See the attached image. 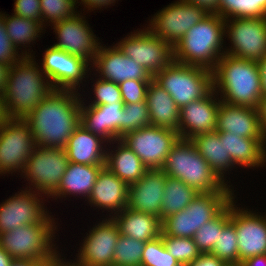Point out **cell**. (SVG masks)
I'll return each instance as SVG.
<instances>
[{
  "label": "cell",
  "mask_w": 266,
  "mask_h": 266,
  "mask_svg": "<svg viewBox=\"0 0 266 266\" xmlns=\"http://www.w3.org/2000/svg\"><path fill=\"white\" fill-rule=\"evenodd\" d=\"M35 147L28 122L25 119H9L0 127V174L17 170L23 174Z\"/></svg>",
  "instance_id": "30bf717a"
},
{
  "label": "cell",
  "mask_w": 266,
  "mask_h": 266,
  "mask_svg": "<svg viewBox=\"0 0 266 266\" xmlns=\"http://www.w3.org/2000/svg\"><path fill=\"white\" fill-rule=\"evenodd\" d=\"M166 176L179 179L198 193L232 192L211 169L189 139H179L170 149L161 169Z\"/></svg>",
  "instance_id": "5b68a950"
},
{
  "label": "cell",
  "mask_w": 266,
  "mask_h": 266,
  "mask_svg": "<svg viewBox=\"0 0 266 266\" xmlns=\"http://www.w3.org/2000/svg\"><path fill=\"white\" fill-rule=\"evenodd\" d=\"M177 266H188V264H179Z\"/></svg>",
  "instance_id": "94428289"
},
{
  "label": "cell",
  "mask_w": 266,
  "mask_h": 266,
  "mask_svg": "<svg viewBox=\"0 0 266 266\" xmlns=\"http://www.w3.org/2000/svg\"><path fill=\"white\" fill-rule=\"evenodd\" d=\"M14 259L0 246V266H11Z\"/></svg>",
  "instance_id": "9f6ffc18"
},
{
  "label": "cell",
  "mask_w": 266,
  "mask_h": 266,
  "mask_svg": "<svg viewBox=\"0 0 266 266\" xmlns=\"http://www.w3.org/2000/svg\"><path fill=\"white\" fill-rule=\"evenodd\" d=\"M219 136L234 164L251 168L266 162V138L237 137L228 132H219Z\"/></svg>",
  "instance_id": "f1b7e54d"
},
{
  "label": "cell",
  "mask_w": 266,
  "mask_h": 266,
  "mask_svg": "<svg viewBox=\"0 0 266 266\" xmlns=\"http://www.w3.org/2000/svg\"><path fill=\"white\" fill-rule=\"evenodd\" d=\"M179 139L177 131L155 125L142 127L120 138L148 170L162 169L170 149Z\"/></svg>",
  "instance_id": "9c48e42d"
},
{
  "label": "cell",
  "mask_w": 266,
  "mask_h": 266,
  "mask_svg": "<svg viewBox=\"0 0 266 266\" xmlns=\"http://www.w3.org/2000/svg\"><path fill=\"white\" fill-rule=\"evenodd\" d=\"M179 263L166 250L162 237L145 243L141 266H177Z\"/></svg>",
  "instance_id": "60d3db41"
},
{
  "label": "cell",
  "mask_w": 266,
  "mask_h": 266,
  "mask_svg": "<svg viewBox=\"0 0 266 266\" xmlns=\"http://www.w3.org/2000/svg\"><path fill=\"white\" fill-rule=\"evenodd\" d=\"M161 237L166 250L179 264H189L201 253L193 238L166 236L163 232Z\"/></svg>",
  "instance_id": "f35d334b"
},
{
  "label": "cell",
  "mask_w": 266,
  "mask_h": 266,
  "mask_svg": "<svg viewBox=\"0 0 266 266\" xmlns=\"http://www.w3.org/2000/svg\"><path fill=\"white\" fill-rule=\"evenodd\" d=\"M231 19H225V34L228 33L233 48L226 49L225 54L250 61L263 59L266 56V17Z\"/></svg>",
  "instance_id": "5bb4252c"
},
{
  "label": "cell",
  "mask_w": 266,
  "mask_h": 266,
  "mask_svg": "<svg viewBox=\"0 0 266 266\" xmlns=\"http://www.w3.org/2000/svg\"><path fill=\"white\" fill-rule=\"evenodd\" d=\"M16 50L17 49L7 35L4 18L0 15V63L12 66L23 56H32L31 53L29 54L27 51H25V53L22 52L20 56L18 50Z\"/></svg>",
  "instance_id": "f6af8a7d"
},
{
  "label": "cell",
  "mask_w": 266,
  "mask_h": 266,
  "mask_svg": "<svg viewBox=\"0 0 266 266\" xmlns=\"http://www.w3.org/2000/svg\"><path fill=\"white\" fill-rule=\"evenodd\" d=\"M209 13L202 7L179 0L158 11L147 29L174 47L185 33Z\"/></svg>",
  "instance_id": "4fadbf2b"
},
{
  "label": "cell",
  "mask_w": 266,
  "mask_h": 266,
  "mask_svg": "<svg viewBox=\"0 0 266 266\" xmlns=\"http://www.w3.org/2000/svg\"><path fill=\"white\" fill-rule=\"evenodd\" d=\"M240 266H266V254L247 258Z\"/></svg>",
  "instance_id": "816d5d0a"
},
{
  "label": "cell",
  "mask_w": 266,
  "mask_h": 266,
  "mask_svg": "<svg viewBox=\"0 0 266 266\" xmlns=\"http://www.w3.org/2000/svg\"><path fill=\"white\" fill-rule=\"evenodd\" d=\"M199 154L207 161L210 169L225 182L224 173L235 165L226 153L224 141L217 130L197 135L191 139Z\"/></svg>",
  "instance_id": "1f68e13d"
},
{
  "label": "cell",
  "mask_w": 266,
  "mask_h": 266,
  "mask_svg": "<svg viewBox=\"0 0 266 266\" xmlns=\"http://www.w3.org/2000/svg\"><path fill=\"white\" fill-rule=\"evenodd\" d=\"M42 26L43 22L56 23L76 15L77 0H40ZM46 20V21H45Z\"/></svg>",
  "instance_id": "b9f144b4"
},
{
  "label": "cell",
  "mask_w": 266,
  "mask_h": 266,
  "mask_svg": "<svg viewBox=\"0 0 266 266\" xmlns=\"http://www.w3.org/2000/svg\"><path fill=\"white\" fill-rule=\"evenodd\" d=\"M216 130L228 132L237 137L266 138L257 109L231 105L222 101L217 112Z\"/></svg>",
  "instance_id": "cb8c5ba5"
},
{
  "label": "cell",
  "mask_w": 266,
  "mask_h": 266,
  "mask_svg": "<svg viewBox=\"0 0 266 266\" xmlns=\"http://www.w3.org/2000/svg\"><path fill=\"white\" fill-rule=\"evenodd\" d=\"M42 65L41 71L44 72L53 89L76 91L90 70L88 66L91 64L81 57L70 55L51 46L44 52Z\"/></svg>",
  "instance_id": "e0dca14e"
},
{
  "label": "cell",
  "mask_w": 266,
  "mask_h": 266,
  "mask_svg": "<svg viewBox=\"0 0 266 266\" xmlns=\"http://www.w3.org/2000/svg\"><path fill=\"white\" fill-rule=\"evenodd\" d=\"M166 174L161 169H149L143 177L128 187L127 207L160 218Z\"/></svg>",
  "instance_id": "7402d4cb"
},
{
  "label": "cell",
  "mask_w": 266,
  "mask_h": 266,
  "mask_svg": "<svg viewBox=\"0 0 266 266\" xmlns=\"http://www.w3.org/2000/svg\"><path fill=\"white\" fill-rule=\"evenodd\" d=\"M128 187L123 180L104 167L88 197L89 203L101 209L111 210L112 213L114 211L115 216L127 207Z\"/></svg>",
  "instance_id": "d4e9b609"
},
{
  "label": "cell",
  "mask_w": 266,
  "mask_h": 266,
  "mask_svg": "<svg viewBox=\"0 0 266 266\" xmlns=\"http://www.w3.org/2000/svg\"><path fill=\"white\" fill-rule=\"evenodd\" d=\"M257 110L259 113L260 125L266 137V96H262Z\"/></svg>",
  "instance_id": "681fc988"
},
{
  "label": "cell",
  "mask_w": 266,
  "mask_h": 266,
  "mask_svg": "<svg viewBox=\"0 0 266 266\" xmlns=\"http://www.w3.org/2000/svg\"><path fill=\"white\" fill-rule=\"evenodd\" d=\"M119 228L114 219L102 220L85 237L77 264L81 266H111L118 238Z\"/></svg>",
  "instance_id": "d6986e66"
},
{
  "label": "cell",
  "mask_w": 266,
  "mask_h": 266,
  "mask_svg": "<svg viewBox=\"0 0 266 266\" xmlns=\"http://www.w3.org/2000/svg\"><path fill=\"white\" fill-rule=\"evenodd\" d=\"M150 125L149 109L146 100L123 106V127L119 130V139L126 133Z\"/></svg>",
  "instance_id": "ab89813d"
},
{
  "label": "cell",
  "mask_w": 266,
  "mask_h": 266,
  "mask_svg": "<svg viewBox=\"0 0 266 266\" xmlns=\"http://www.w3.org/2000/svg\"><path fill=\"white\" fill-rule=\"evenodd\" d=\"M218 15L223 19L266 17V0H219Z\"/></svg>",
  "instance_id": "e575fe53"
},
{
  "label": "cell",
  "mask_w": 266,
  "mask_h": 266,
  "mask_svg": "<svg viewBox=\"0 0 266 266\" xmlns=\"http://www.w3.org/2000/svg\"><path fill=\"white\" fill-rule=\"evenodd\" d=\"M9 67L7 64L0 63V95H3L5 89Z\"/></svg>",
  "instance_id": "11a10c76"
},
{
  "label": "cell",
  "mask_w": 266,
  "mask_h": 266,
  "mask_svg": "<svg viewBox=\"0 0 266 266\" xmlns=\"http://www.w3.org/2000/svg\"><path fill=\"white\" fill-rule=\"evenodd\" d=\"M230 222V203L212 220L206 222L193 236L201 253H210L218 241L219 233Z\"/></svg>",
  "instance_id": "d590c367"
},
{
  "label": "cell",
  "mask_w": 266,
  "mask_h": 266,
  "mask_svg": "<svg viewBox=\"0 0 266 266\" xmlns=\"http://www.w3.org/2000/svg\"><path fill=\"white\" fill-rule=\"evenodd\" d=\"M116 45L152 76L162 71L174 60L173 47L167 41L155 37L147 28L134 34L131 32Z\"/></svg>",
  "instance_id": "7c38bea8"
},
{
  "label": "cell",
  "mask_w": 266,
  "mask_h": 266,
  "mask_svg": "<svg viewBox=\"0 0 266 266\" xmlns=\"http://www.w3.org/2000/svg\"><path fill=\"white\" fill-rule=\"evenodd\" d=\"M197 194L198 192L195 189L183 181L167 176L164 186V196L161 201V221L168 216L184 210Z\"/></svg>",
  "instance_id": "d6a6232c"
},
{
  "label": "cell",
  "mask_w": 266,
  "mask_h": 266,
  "mask_svg": "<svg viewBox=\"0 0 266 266\" xmlns=\"http://www.w3.org/2000/svg\"><path fill=\"white\" fill-rule=\"evenodd\" d=\"M188 266H228L223 260L210 253H200V255Z\"/></svg>",
  "instance_id": "7dc6e473"
},
{
  "label": "cell",
  "mask_w": 266,
  "mask_h": 266,
  "mask_svg": "<svg viewBox=\"0 0 266 266\" xmlns=\"http://www.w3.org/2000/svg\"><path fill=\"white\" fill-rule=\"evenodd\" d=\"M81 100L80 123L104 141L116 142L123 127L124 102L112 105H83Z\"/></svg>",
  "instance_id": "603a6c76"
},
{
  "label": "cell",
  "mask_w": 266,
  "mask_h": 266,
  "mask_svg": "<svg viewBox=\"0 0 266 266\" xmlns=\"http://www.w3.org/2000/svg\"><path fill=\"white\" fill-rule=\"evenodd\" d=\"M79 96L74 90L53 89L25 118L36 146L65 148L70 136L81 124L82 98Z\"/></svg>",
  "instance_id": "6da1fadb"
},
{
  "label": "cell",
  "mask_w": 266,
  "mask_h": 266,
  "mask_svg": "<svg viewBox=\"0 0 266 266\" xmlns=\"http://www.w3.org/2000/svg\"><path fill=\"white\" fill-rule=\"evenodd\" d=\"M146 102L149 109L150 125L178 131L180 108L170 94L153 79L148 85Z\"/></svg>",
  "instance_id": "83f0119b"
},
{
  "label": "cell",
  "mask_w": 266,
  "mask_h": 266,
  "mask_svg": "<svg viewBox=\"0 0 266 266\" xmlns=\"http://www.w3.org/2000/svg\"><path fill=\"white\" fill-rule=\"evenodd\" d=\"M14 4L15 15L36 20L42 25L40 0H16Z\"/></svg>",
  "instance_id": "bcb514c9"
},
{
  "label": "cell",
  "mask_w": 266,
  "mask_h": 266,
  "mask_svg": "<svg viewBox=\"0 0 266 266\" xmlns=\"http://www.w3.org/2000/svg\"><path fill=\"white\" fill-rule=\"evenodd\" d=\"M225 35V19L216 13H209L173 47L174 61L212 72L225 54L221 52Z\"/></svg>",
  "instance_id": "277c9868"
},
{
  "label": "cell",
  "mask_w": 266,
  "mask_h": 266,
  "mask_svg": "<svg viewBox=\"0 0 266 266\" xmlns=\"http://www.w3.org/2000/svg\"><path fill=\"white\" fill-rule=\"evenodd\" d=\"M94 84L95 99L89 105H112L123 102L117 83L99 78Z\"/></svg>",
  "instance_id": "7bdbcfd3"
},
{
  "label": "cell",
  "mask_w": 266,
  "mask_h": 266,
  "mask_svg": "<svg viewBox=\"0 0 266 266\" xmlns=\"http://www.w3.org/2000/svg\"><path fill=\"white\" fill-rule=\"evenodd\" d=\"M84 18L78 13L52 24L59 41L52 46L70 55L93 62L98 53L100 42H98Z\"/></svg>",
  "instance_id": "ac0fdd59"
},
{
  "label": "cell",
  "mask_w": 266,
  "mask_h": 266,
  "mask_svg": "<svg viewBox=\"0 0 266 266\" xmlns=\"http://www.w3.org/2000/svg\"><path fill=\"white\" fill-rule=\"evenodd\" d=\"M66 266H81V265H79V264H77V263H72V262H66Z\"/></svg>",
  "instance_id": "91938a15"
},
{
  "label": "cell",
  "mask_w": 266,
  "mask_h": 266,
  "mask_svg": "<svg viewBox=\"0 0 266 266\" xmlns=\"http://www.w3.org/2000/svg\"><path fill=\"white\" fill-rule=\"evenodd\" d=\"M211 253L228 266H238V239L234 224L230 221L219 233Z\"/></svg>",
  "instance_id": "8d00e7d4"
},
{
  "label": "cell",
  "mask_w": 266,
  "mask_h": 266,
  "mask_svg": "<svg viewBox=\"0 0 266 266\" xmlns=\"http://www.w3.org/2000/svg\"><path fill=\"white\" fill-rule=\"evenodd\" d=\"M232 192L198 193L182 211L162 221L166 236L193 238L206 222L215 218L233 199Z\"/></svg>",
  "instance_id": "52a82bcc"
},
{
  "label": "cell",
  "mask_w": 266,
  "mask_h": 266,
  "mask_svg": "<svg viewBox=\"0 0 266 266\" xmlns=\"http://www.w3.org/2000/svg\"><path fill=\"white\" fill-rule=\"evenodd\" d=\"M153 80L170 94L180 109L213 89L210 70L174 60L156 73Z\"/></svg>",
  "instance_id": "8992f818"
},
{
  "label": "cell",
  "mask_w": 266,
  "mask_h": 266,
  "mask_svg": "<svg viewBox=\"0 0 266 266\" xmlns=\"http://www.w3.org/2000/svg\"><path fill=\"white\" fill-rule=\"evenodd\" d=\"M9 119L10 115L7 110L6 102L3 95H0V127L6 124Z\"/></svg>",
  "instance_id": "db71d44e"
},
{
  "label": "cell",
  "mask_w": 266,
  "mask_h": 266,
  "mask_svg": "<svg viewBox=\"0 0 266 266\" xmlns=\"http://www.w3.org/2000/svg\"><path fill=\"white\" fill-rule=\"evenodd\" d=\"M188 3L204 8L208 13L218 14L219 0H186Z\"/></svg>",
  "instance_id": "c3c4849f"
},
{
  "label": "cell",
  "mask_w": 266,
  "mask_h": 266,
  "mask_svg": "<svg viewBox=\"0 0 266 266\" xmlns=\"http://www.w3.org/2000/svg\"><path fill=\"white\" fill-rule=\"evenodd\" d=\"M36 66L33 56H23L9 67L3 98L10 119H25L53 90Z\"/></svg>",
  "instance_id": "3957f363"
},
{
  "label": "cell",
  "mask_w": 266,
  "mask_h": 266,
  "mask_svg": "<svg viewBox=\"0 0 266 266\" xmlns=\"http://www.w3.org/2000/svg\"><path fill=\"white\" fill-rule=\"evenodd\" d=\"M112 218L118 225L120 235L145 243L161 236L162 221L154 215L134 211L126 207Z\"/></svg>",
  "instance_id": "4316f807"
},
{
  "label": "cell",
  "mask_w": 266,
  "mask_h": 266,
  "mask_svg": "<svg viewBox=\"0 0 266 266\" xmlns=\"http://www.w3.org/2000/svg\"><path fill=\"white\" fill-rule=\"evenodd\" d=\"M145 242L120 235L114 251L113 265L141 266Z\"/></svg>",
  "instance_id": "74e56055"
},
{
  "label": "cell",
  "mask_w": 266,
  "mask_h": 266,
  "mask_svg": "<svg viewBox=\"0 0 266 266\" xmlns=\"http://www.w3.org/2000/svg\"><path fill=\"white\" fill-rule=\"evenodd\" d=\"M34 193L30 188L29 191L27 189L19 194L16 193L15 196L1 203L0 233L11 232L24 225L50 224L53 221L45 211L42 200L38 198L40 196L42 198L43 195L39 192Z\"/></svg>",
  "instance_id": "9a60e30c"
},
{
  "label": "cell",
  "mask_w": 266,
  "mask_h": 266,
  "mask_svg": "<svg viewBox=\"0 0 266 266\" xmlns=\"http://www.w3.org/2000/svg\"><path fill=\"white\" fill-rule=\"evenodd\" d=\"M105 165H86L69 162L65 173L61 178L60 185L51 195L55 197H66V195H80L86 199L90 196L93 186L97 181L100 171Z\"/></svg>",
  "instance_id": "f546056e"
},
{
  "label": "cell",
  "mask_w": 266,
  "mask_h": 266,
  "mask_svg": "<svg viewBox=\"0 0 266 266\" xmlns=\"http://www.w3.org/2000/svg\"><path fill=\"white\" fill-rule=\"evenodd\" d=\"M1 16L5 21L7 35L16 49L19 44L20 48L23 45L25 48V44L28 45L35 41L36 38L39 37L38 33H41L43 30V26L36 20L26 19L15 14L7 17V15L5 16V14L2 13Z\"/></svg>",
  "instance_id": "836d02e7"
},
{
  "label": "cell",
  "mask_w": 266,
  "mask_h": 266,
  "mask_svg": "<svg viewBox=\"0 0 266 266\" xmlns=\"http://www.w3.org/2000/svg\"><path fill=\"white\" fill-rule=\"evenodd\" d=\"M230 221L238 239V266L247 258L266 254V216L240 209L230 202Z\"/></svg>",
  "instance_id": "2e32d148"
},
{
  "label": "cell",
  "mask_w": 266,
  "mask_h": 266,
  "mask_svg": "<svg viewBox=\"0 0 266 266\" xmlns=\"http://www.w3.org/2000/svg\"><path fill=\"white\" fill-rule=\"evenodd\" d=\"M116 2L115 0H81V3H83L89 10L93 8H100L102 6L111 5L112 3ZM77 3L78 0H77Z\"/></svg>",
  "instance_id": "f5cc1de1"
},
{
  "label": "cell",
  "mask_w": 266,
  "mask_h": 266,
  "mask_svg": "<svg viewBox=\"0 0 266 266\" xmlns=\"http://www.w3.org/2000/svg\"><path fill=\"white\" fill-rule=\"evenodd\" d=\"M54 230V220L50 224L24 225L0 233V246L14 260L46 262L58 255L52 243Z\"/></svg>",
  "instance_id": "ba28073f"
},
{
  "label": "cell",
  "mask_w": 266,
  "mask_h": 266,
  "mask_svg": "<svg viewBox=\"0 0 266 266\" xmlns=\"http://www.w3.org/2000/svg\"><path fill=\"white\" fill-rule=\"evenodd\" d=\"M59 255H57L54 259H51L49 261L43 262L40 266H66V262L61 261Z\"/></svg>",
  "instance_id": "680465c9"
},
{
  "label": "cell",
  "mask_w": 266,
  "mask_h": 266,
  "mask_svg": "<svg viewBox=\"0 0 266 266\" xmlns=\"http://www.w3.org/2000/svg\"><path fill=\"white\" fill-rule=\"evenodd\" d=\"M257 65L260 72L262 96H266V56L260 61H257Z\"/></svg>",
  "instance_id": "f907efd6"
},
{
  "label": "cell",
  "mask_w": 266,
  "mask_h": 266,
  "mask_svg": "<svg viewBox=\"0 0 266 266\" xmlns=\"http://www.w3.org/2000/svg\"><path fill=\"white\" fill-rule=\"evenodd\" d=\"M68 164L69 159L64 148L36 146L26 163L23 176L35 187L34 192L40 190L41 194L50 197L60 185Z\"/></svg>",
  "instance_id": "8fae6325"
},
{
  "label": "cell",
  "mask_w": 266,
  "mask_h": 266,
  "mask_svg": "<svg viewBox=\"0 0 266 266\" xmlns=\"http://www.w3.org/2000/svg\"><path fill=\"white\" fill-rule=\"evenodd\" d=\"M117 141V150L106 153L105 167L129 186L140 180L148 169L133 150L120 139Z\"/></svg>",
  "instance_id": "4dcf8cb0"
},
{
  "label": "cell",
  "mask_w": 266,
  "mask_h": 266,
  "mask_svg": "<svg viewBox=\"0 0 266 266\" xmlns=\"http://www.w3.org/2000/svg\"><path fill=\"white\" fill-rule=\"evenodd\" d=\"M83 125H79L70 136L65 152L69 162L86 165H105L107 151L103 149V141Z\"/></svg>",
  "instance_id": "484cf974"
},
{
  "label": "cell",
  "mask_w": 266,
  "mask_h": 266,
  "mask_svg": "<svg viewBox=\"0 0 266 266\" xmlns=\"http://www.w3.org/2000/svg\"><path fill=\"white\" fill-rule=\"evenodd\" d=\"M212 83L215 93L221 91L222 102L258 108L262 88L257 61L224 54L212 71Z\"/></svg>",
  "instance_id": "7a4b0ae2"
},
{
  "label": "cell",
  "mask_w": 266,
  "mask_h": 266,
  "mask_svg": "<svg viewBox=\"0 0 266 266\" xmlns=\"http://www.w3.org/2000/svg\"><path fill=\"white\" fill-rule=\"evenodd\" d=\"M212 89L205 97L194 100L180 109L178 134L181 139L193 137L216 130L217 112L220 106ZM213 98V99H212Z\"/></svg>",
  "instance_id": "ffe728a7"
},
{
  "label": "cell",
  "mask_w": 266,
  "mask_h": 266,
  "mask_svg": "<svg viewBox=\"0 0 266 266\" xmlns=\"http://www.w3.org/2000/svg\"><path fill=\"white\" fill-rule=\"evenodd\" d=\"M42 263L37 260H13L11 266H40Z\"/></svg>",
  "instance_id": "6f0895ef"
},
{
  "label": "cell",
  "mask_w": 266,
  "mask_h": 266,
  "mask_svg": "<svg viewBox=\"0 0 266 266\" xmlns=\"http://www.w3.org/2000/svg\"><path fill=\"white\" fill-rule=\"evenodd\" d=\"M92 64L93 68L95 66L96 71L101 75L100 79L117 84L126 80L153 79V76L142 65L126 56L117 45L113 48L100 45Z\"/></svg>",
  "instance_id": "44dd1931"
},
{
  "label": "cell",
  "mask_w": 266,
  "mask_h": 266,
  "mask_svg": "<svg viewBox=\"0 0 266 266\" xmlns=\"http://www.w3.org/2000/svg\"><path fill=\"white\" fill-rule=\"evenodd\" d=\"M151 80H126L120 82L119 88L124 104L146 100V92Z\"/></svg>",
  "instance_id": "ee69618b"
}]
</instances>
